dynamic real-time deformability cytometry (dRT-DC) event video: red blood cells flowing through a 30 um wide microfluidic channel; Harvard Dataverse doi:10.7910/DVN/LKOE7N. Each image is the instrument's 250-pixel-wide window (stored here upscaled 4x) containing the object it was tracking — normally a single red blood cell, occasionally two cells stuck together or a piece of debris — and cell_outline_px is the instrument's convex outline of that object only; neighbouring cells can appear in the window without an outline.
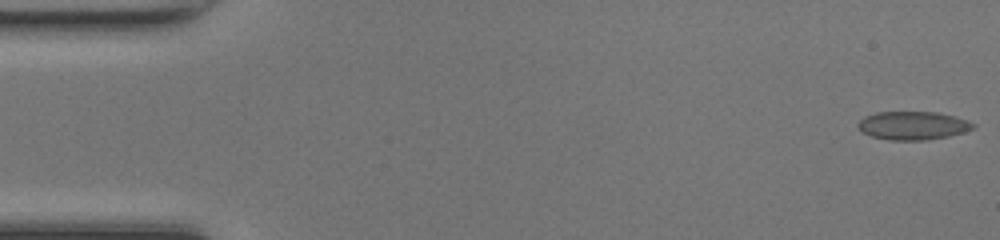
{"species": "common noctule bat (a hibernating species)", "species_latin": "Nyctalus noctula", "temperature_condition": "room temperature", "stored_images_in_passage": 49, "camera_frame_rate_fps": 3000, "um_per_image_px": 0.085, "animal": {"sex": "female", "body_mass_g": 17.0, "forearm_length_mm": 48.0}, "frame": {"image": 1, "passage_image": 1, "time_ms": 0.0, "image_size_px": [1000, 240], "cell_outline_px": [[976, 124], [972, 128], [964, 132], [948, 136], [928, 140], [888, 140], [872, 136], [864, 132], [856, 124], [864, 116], [876, 112], [936, 112], [956, 116], [968, 120]], "centroid_in_image_um": [77.61, 10.66], "position_along_channel_um": 7.4, "area_um2": 19.02}}
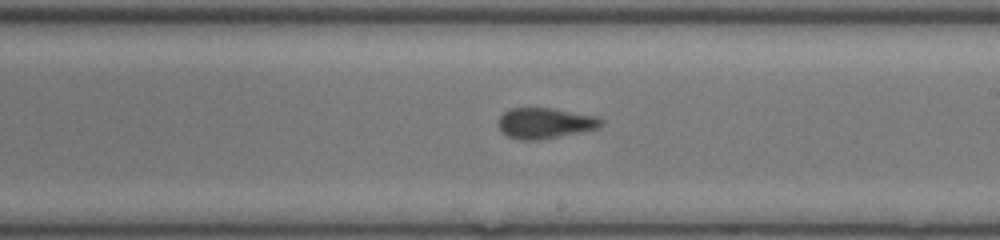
{"frame": {"image": 2, "passage_image": 28, "time_ms": 9.0, "image_size_px": [1000, 240], "cell_outline_px": [[604, 124], [600, 128], [536, 140], [520, 140], [508, 136], [496, 124], [500, 116], [508, 108], [552, 108], [596, 116], [604, 120]], "centroid_in_image_um": [46.33, 10.45], "position_along_channel_um": 242.7, "area_um2": 18.32}}
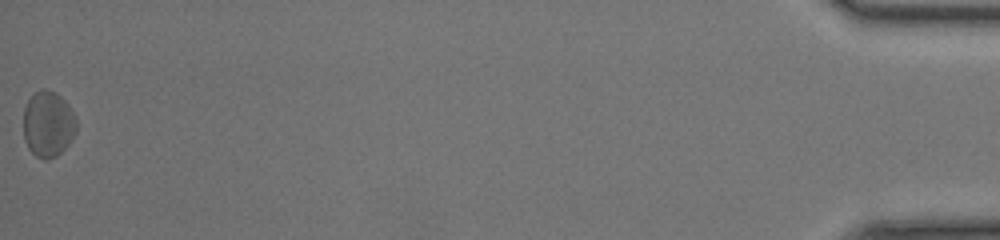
{"frame": {"image": 3, "passage_image": 49, "time_ms": 16.0, "image_size_px": [1000, 240], "cell_outline_px": [[76, 132], [68, 144], [56, 156], [48, 160], [44, 160], [36, 156], [28, 148], [24, 140], [24, 108], [28, 100], [36, 92], [44, 88], [56, 92], [64, 100], [72, 112], [76, 120]], "centroid_in_image_um": [4.07, 10.56], "position_along_channel_um": 431.1, "area_um2": 20.23}, "authors_computed_cell_mechanics": {"area_um2": 18.7272, "velocity_mm_per_s": 4.2312, "shape_relaxation_time_tau1_ms": null, "shape_relaxation_time_tau2_ms": 2.2833, "deformation_change_tau1": null, "deformation_change_tau2": 0.0671}}